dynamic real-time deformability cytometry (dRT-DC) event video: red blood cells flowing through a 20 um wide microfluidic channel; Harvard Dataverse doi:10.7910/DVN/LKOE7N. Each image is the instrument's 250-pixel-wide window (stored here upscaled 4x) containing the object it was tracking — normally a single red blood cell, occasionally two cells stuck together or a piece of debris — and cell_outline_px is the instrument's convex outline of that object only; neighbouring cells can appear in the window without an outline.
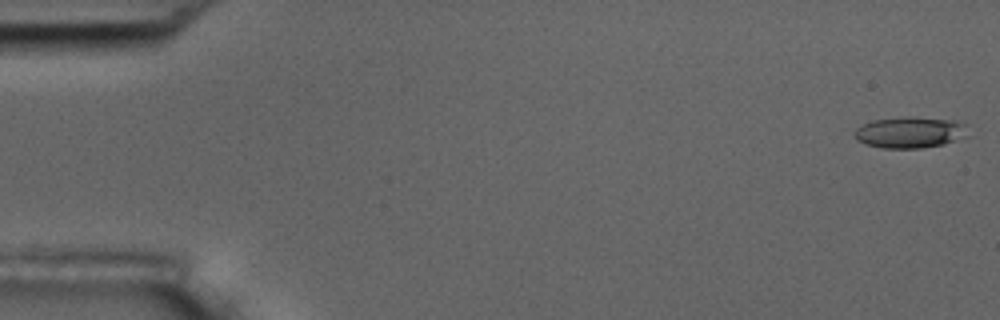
{"species": "common noctule bat (a hibernating species)", "species_latin": "Nyctalus noctula", "temperature_condition": "room temperature", "stored_images_in_passage": 56, "camera_frame_rate_fps": 3000, "um_per_image_px": 0.085, "animal": {"sex": "male", "body_mass_g": 17.5, "forearm_length_mm": 52.3}, "frame": {"image": 1, "passage_image": 1, "time_ms": 0.0, "image_size_px": [1000, 320], "cell_outline_px": [[972, 136], [944, 144], [920, 148], [884, 148], [864, 144], [856, 140], [852, 132], [856, 128], [872, 120], [908, 116], [956, 120], [968, 124]], "centroid_in_image_um": [77.43, 11.25], "position_along_channel_um": 7.6, "area_um2": 21.33}}
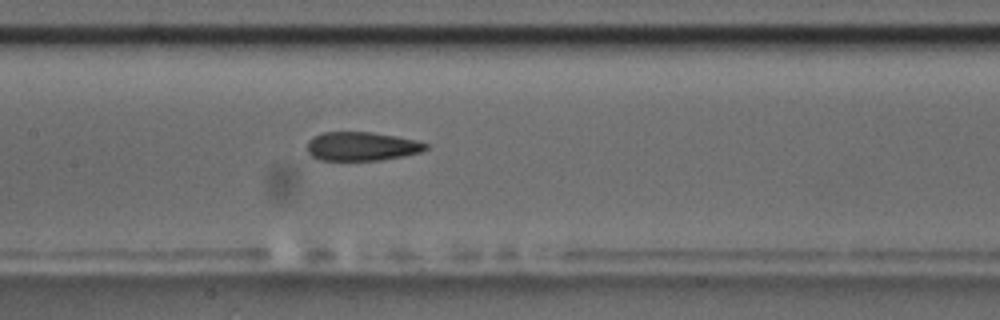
{"frame": {"image": 2, "passage_image": 27, "time_ms": 8.667, "image_size_px": [1000, 320], "cell_outline_px": [[428, 148], [420, 152], [404, 156], [380, 160], [320, 160], [312, 156], [308, 152], [308, 140], [312, 136], [324, 132], [372, 132], [396, 136], [416, 140], [428, 144]], "centroid_in_image_um": [30.74, 12.43], "position_along_channel_um": 176.7, "area_um2": 19.94}}
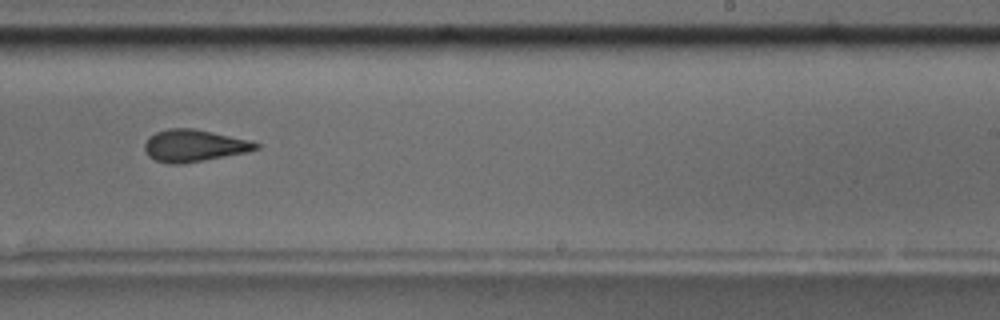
{"frame": {"image": 3, "passage_image": 35, "time_ms": 11.333, "image_size_px": [1000, 320], "cell_outline_px": [[260, 148], [248, 152], [180, 164], [168, 164], [156, 160], [148, 156], [144, 148], [144, 144], [148, 136], [156, 132], [168, 128], [192, 128], [252, 140], [260, 144]], "centroid_in_image_um": [16.5, 12.37], "position_along_channel_um": 272.5, "area_um2": 20.87}, "authors_computed_cell_mechanics": {"area_um2": 20.8658, "velocity_mm_per_s": 3.6038, "shape_relaxation_time_tau1_ms": 6.112, "shape_relaxation_time_tau2_ms": 4.7399, "deformation_change_tau1": 0.1282, "deformation_change_tau2": 0.1326}}